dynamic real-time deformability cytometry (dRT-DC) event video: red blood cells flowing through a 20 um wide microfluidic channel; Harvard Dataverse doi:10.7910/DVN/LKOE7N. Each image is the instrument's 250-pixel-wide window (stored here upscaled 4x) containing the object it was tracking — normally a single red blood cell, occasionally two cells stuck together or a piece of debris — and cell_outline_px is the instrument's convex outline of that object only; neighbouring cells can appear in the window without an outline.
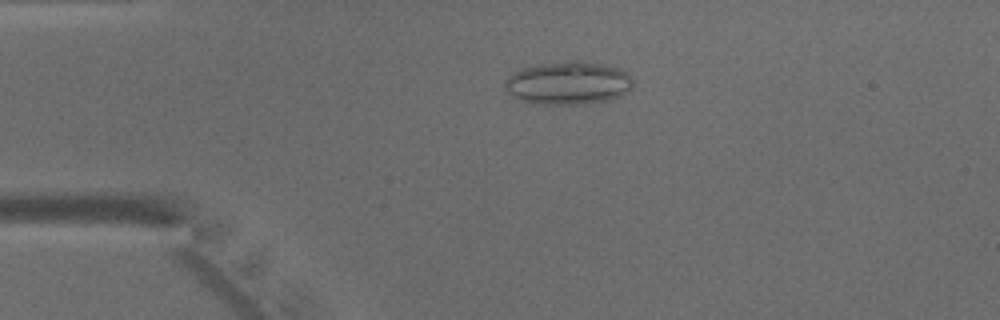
{"species": "common noctule bat (a hibernating species)", "species_latin": "Nyctalus noctula", "temperature_condition": "warm", "stored_images_in_passage": 43, "camera_frame_rate_fps": 3000, "um_per_image_px": 0.085, "animal": {"sex": "male", "body_mass_g": 15.6}, "frame": {"image": 1, "passage_image": 7, "time_ms": 2.0, "image_size_px": [1000, 320], "cell_outline_px": [[632, 88], [628, 92], [620, 96], [608, 100], [584, 104], [536, 104], [520, 100], [512, 96], [504, 88], [504, 80], [512, 72], [520, 68], [536, 64], [568, 60], [580, 60], [616, 64], [624, 68], [628, 72], [632, 80]], "centroid_in_image_um": [48.33, 7.02], "position_along_channel_um": 36.7, "area_um2": 33.29}}
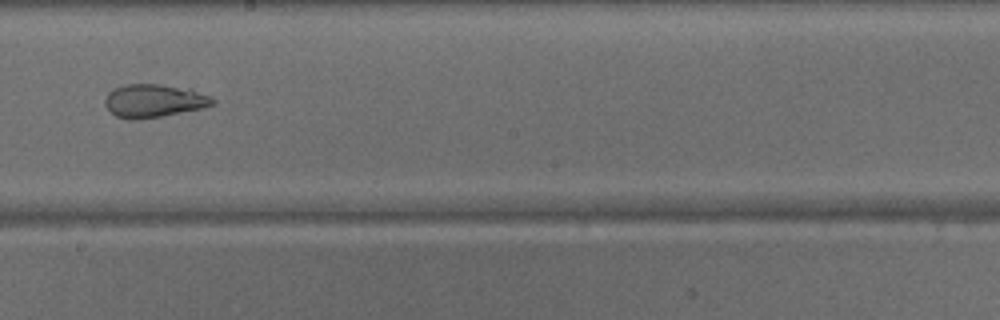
{"frame": {"image": 2, "passage_image": 23, "time_ms": 7.333, "image_size_px": [1000, 320], "cell_outline_px": [[216, 100], [212, 104], [204, 108], [160, 116], [136, 120], [128, 120], [116, 116], [104, 104], [104, 100], [108, 92], [112, 88], [124, 84], [160, 84], [192, 88], [212, 96]], "centroid_in_image_um": [13.1, 8.55], "position_along_channel_um": 235.1, "area_um2": 21.15}}
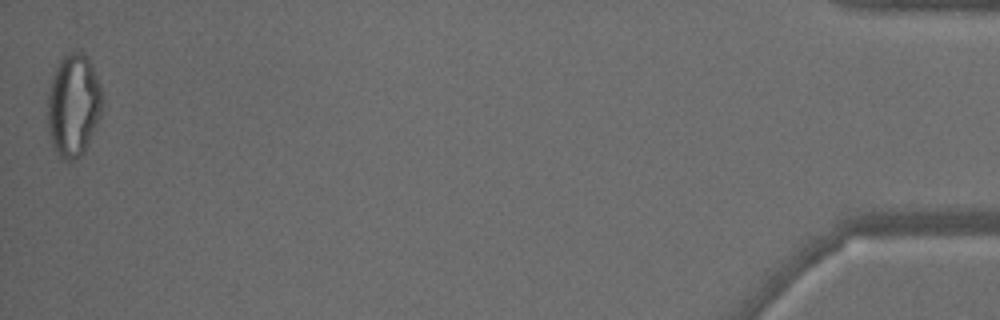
{"frame": {"image": 3, "passage_image": 43, "time_ms": 14.0, "image_size_px": [1000, 320], "cell_outline_px": [[104, 104], [100, 116], [84, 152], [80, 156], [68, 164], [60, 160], [52, 148], [48, 132], [48, 92], [52, 76], [60, 60], [68, 52], [76, 48], [88, 56], [96, 76], [104, 100]], "centroid_in_image_um": [6.23, 8.98], "position_along_channel_um": 429.0, "area_um2": 33.41}}